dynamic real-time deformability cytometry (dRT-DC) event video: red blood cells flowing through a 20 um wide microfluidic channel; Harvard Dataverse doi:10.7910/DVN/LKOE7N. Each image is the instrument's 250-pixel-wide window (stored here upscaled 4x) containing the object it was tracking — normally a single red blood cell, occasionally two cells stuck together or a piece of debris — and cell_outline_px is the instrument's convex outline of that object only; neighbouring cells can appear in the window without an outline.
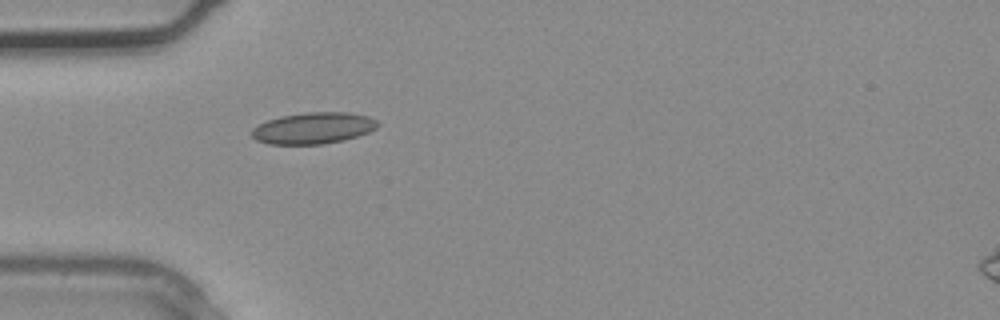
{"species": "common noctule bat (a hibernating species)", "species_latin": "Nyctalus noctula", "temperature_condition": "warm", "stored_images_in_passage": 2, "segment_of_instrument_passage": [1, 2], "camera_frame_rate_fps": 3000, "um_per_image_px": 0.085, "animal": {"sex": "male", "body_mass_g": 20.4}, "frame": {"image": 1, "passage_image": 1, "time_ms": 0.0, "image_size_px": [1000, 320], "cell_outline_px": [[380, 124], [376, 128], [368, 132], [344, 140], [324, 144], [268, 144], [256, 140], [252, 136], [252, 128], [268, 120], [280, 116], [308, 112], [348, 112], [368, 116], [376, 120]], "centroid_in_image_um": [26.64, 10.89], "position_along_channel_um": 58.4, "area_um2": 23.0}}